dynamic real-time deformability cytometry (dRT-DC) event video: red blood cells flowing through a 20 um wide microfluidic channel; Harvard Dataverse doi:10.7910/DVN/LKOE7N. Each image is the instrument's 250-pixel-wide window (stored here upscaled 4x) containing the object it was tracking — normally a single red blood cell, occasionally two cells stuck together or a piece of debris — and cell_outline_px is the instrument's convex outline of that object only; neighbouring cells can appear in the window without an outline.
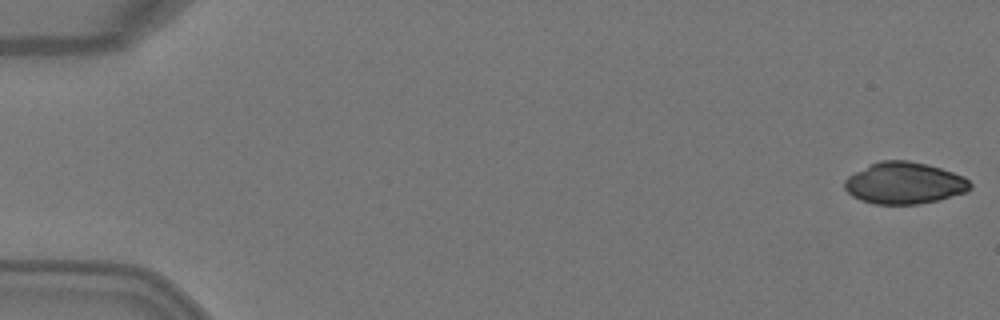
{"species": "Egyptian fruit bat (a non-hibernating species)", "species_latin": "Rousettus aegyptiacus", "temperature_condition": "warm", "stored_images_in_passage": 6, "camera_frame_rate_fps": 3000, "um_per_image_px": 0.085, "animal": {"sex": "female"}, "frame": {"image": 1, "passage_image": 1, "time_ms": 0.0, "image_size_px": [1000, 320], "cell_outline_px": [[972, 188], [968, 192], [940, 200], [920, 204], [872, 204], [860, 200], [852, 196], [844, 188], [844, 180], [848, 176], [868, 164], [880, 160], [908, 160], [928, 164], [964, 176], [972, 184]], "centroid_in_image_um": [76.88, 15.57], "position_along_channel_um": 8.1, "area_um2": 30.98}}